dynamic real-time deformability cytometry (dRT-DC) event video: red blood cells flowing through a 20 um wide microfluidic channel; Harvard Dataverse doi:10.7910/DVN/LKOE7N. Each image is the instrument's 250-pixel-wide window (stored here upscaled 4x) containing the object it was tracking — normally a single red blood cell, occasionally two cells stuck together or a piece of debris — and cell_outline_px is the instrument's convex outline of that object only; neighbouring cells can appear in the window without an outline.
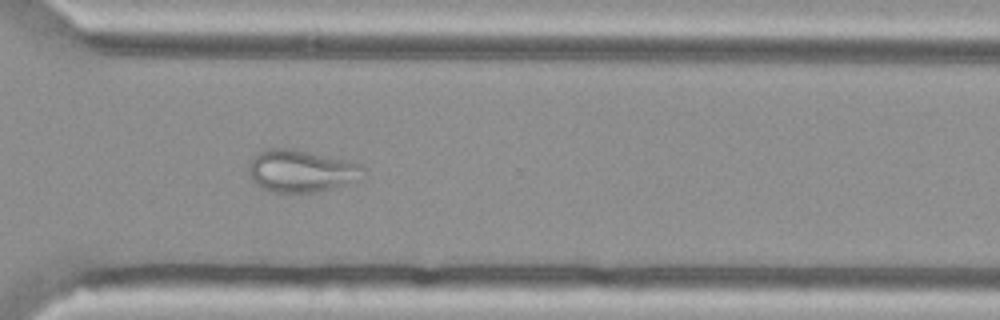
{"species": "Egyptian fruit bat (a non-hibernating species)", "species_latin": "Rousettus aegyptiacus", "temperature_condition": "cold", "stored_images_in_passage": 41, "camera_frame_rate_fps": 3000, "um_per_image_px": 0.085, "animal": {"sex": "female"}, "frame": {"image": 1, "passage_image": 26, "time_ms": 8.333, "image_size_px": [1000, 320], "cell_outline_px": [[368, 176], [364, 180], [316, 192], [272, 192], [256, 184], [252, 180], [248, 172], [248, 164], [264, 148], [288, 148], [348, 160], [364, 164], [368, 168]], "centroid_in_image_um": [25.73, 14.54], "position_along_channel_um": 344.9, "area_um2": 28.78}}
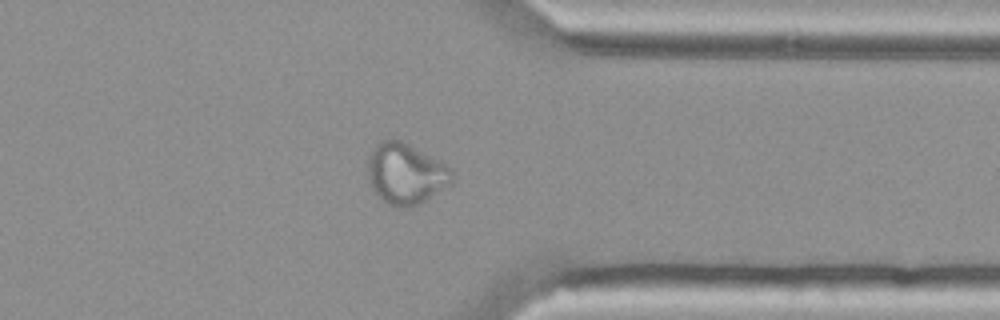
{"frame": {"image": 2, "passage_image": 29, "time_ms": 9.333, "image_size_px": [1000, 320], "cell_outline_px": [[452, 184], [420, 204], [408, 208], [396, 208], [388, 204], [372, 188], [368, 180], [368, 156], [376, 144], [380, 140], [400, 140], [408, 144], [452, 168]], "centroid_in_image_um": [34.48, 14.79], "position_along_channel_um": 376.9, "area_um2": 29.82}}
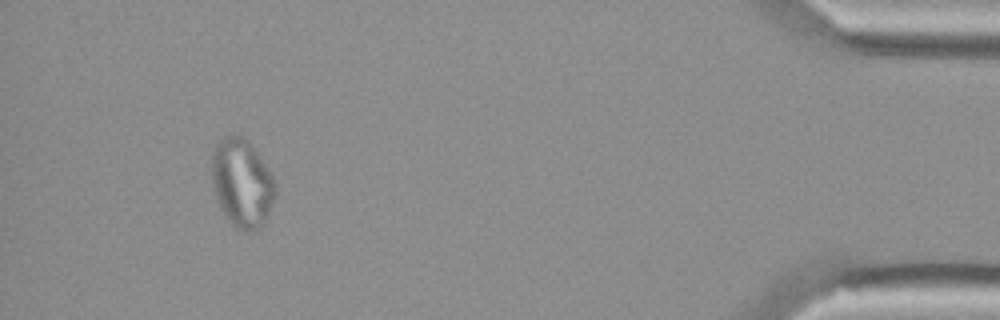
{"frame": {"image": 3, "passage_image": 37, "time_ms": 12.0, "image_size_px": [1000, 320], "cell_outline_px": [[276, 196], [264, 224], [260, 228], [252, 232], [248, 232], [232, 224], [228, 220], [220, 208], [216, 196], [212, 180], [212, 156], [216, 144], [220, 140], [228, 136], [240, 136], [248, 140], [252, 144], [272, 172], [276, 180]], "centroid_in_image_um": [20.62, 15.57], "position_along_channel_um": 414.6, "area_um2": 32.95}, "authors_computed_cell_mechanics": {"area_um2": 29.5936, "velocity_mm_per_s": 3.6797, "shape_relaxation_time_tau1_ms": null, "shape_relaxation_time_tau2_ms": 2.0161, "deformation_change_tau1": null, "deformation_change_tau2": 0.0787}}